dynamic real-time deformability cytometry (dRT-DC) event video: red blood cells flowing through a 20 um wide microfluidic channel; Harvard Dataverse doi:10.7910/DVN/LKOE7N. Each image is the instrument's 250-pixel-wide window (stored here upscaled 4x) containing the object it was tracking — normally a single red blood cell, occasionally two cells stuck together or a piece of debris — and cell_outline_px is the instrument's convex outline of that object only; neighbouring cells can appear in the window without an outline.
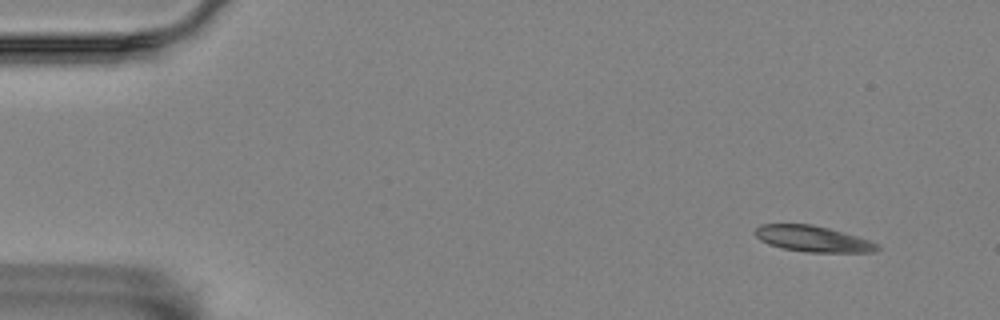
{"species": "Egyptian fruit bat (a non-hibernating species)", "species_latin": "Rousettus aegyptiacus", "temperature_condition": "room temperature", "stored_images_in_passage": 5, "camera_frame_rate_fps": 3000, "um_per_image_px": 0.085, "animal": {"sex": "female"}, "frame": {"image": 1, "passage_image": 1, "time_ms": 0.0, "image_size_px": [1000, 320], "cell_outline_px": [[880, 248], [876, 252], [808, 252], [784, 248], [768, 244], [760, 240], [756, 236], [756, 228], [760, 224], [812, 224], [844, 232], [880, 244]], "centroid_in_image_um": [69.12, 20.3], "position_along_channel_um": 15.9, "area_um2": 18.38}}